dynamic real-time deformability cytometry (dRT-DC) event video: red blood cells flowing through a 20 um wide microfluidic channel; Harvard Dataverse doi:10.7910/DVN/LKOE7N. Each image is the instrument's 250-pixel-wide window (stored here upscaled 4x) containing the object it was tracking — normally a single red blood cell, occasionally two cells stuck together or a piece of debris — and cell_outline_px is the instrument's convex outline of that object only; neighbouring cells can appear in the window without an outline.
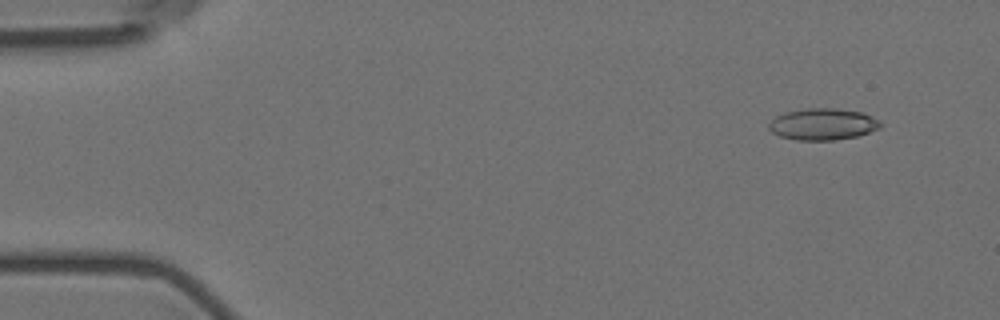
{"species": "Egyptian fruit bat (a non-hibernating species)", "species_latin": "Rousettus aegyptiacus", "temperature_condition": "room temperature", "stored_images_in_passage": 6, "camera_frame_rate_fps": 3000, "um_per_image_px": 0.085, "animal": {"sex": "female"}, "frame": {"image": 1, "passage_image": 2, "time_ms": 1.333, "image_size_px": [1000, 320], "cell_outline_px": [[884, 124], [880, 128], [856, 136], [832, 140], [796, 140], [780, 136], [772, 132], [768, 128], [768, 124], [776, 116], [784, 112], [808, 108], [836, 108], [860, 112], [872, 116], [880, 120]], "centroid_in_image_um": [69.94, 10.55], "position_along_channel_um": 15.1, "area_um2": 20.58}}
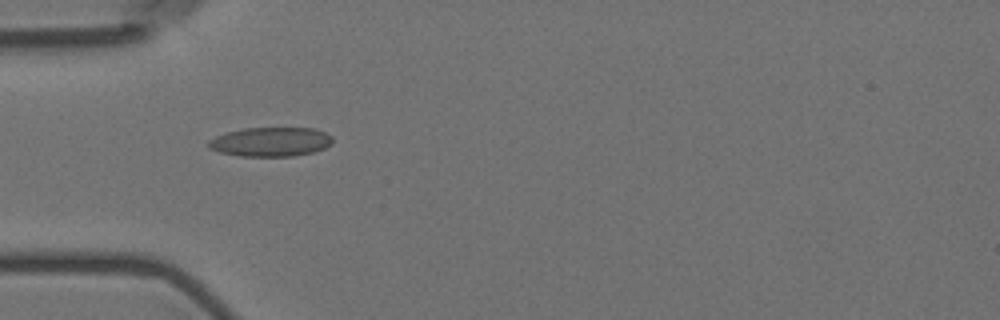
{"frame": {"image": 2, "passage_image": 5, "time_ms": 5.667, "image_size_px": [1000, 320], "cell_outline_px": [[332, 144], [324, 148], [312, 152], [292, 156], [240, 156], [220, 152], [208, 148], [208, 140], [216, 136], [228, 132], [244, 128], [316, 128], [332, 136]], "centroid_in_image_um": [23.01, 12.05], "position_along_channel_um": 62.0, "area_um2": 21.1}}
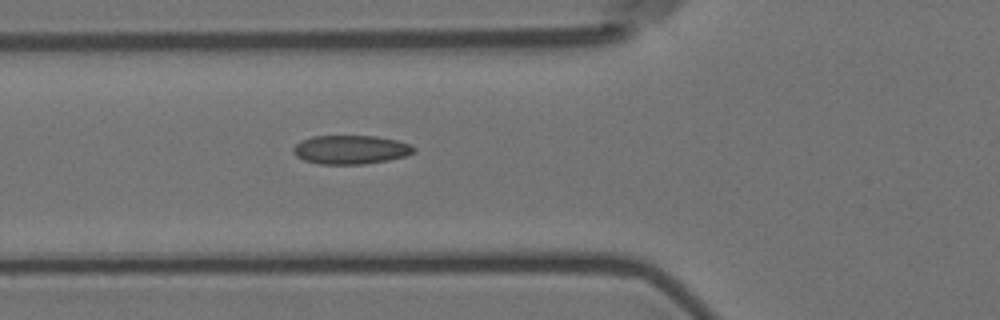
{"frame": {"image": 3, "passage_image": 6, "time_ms": 6.667, "image_size_px": [1000, 320], "cell_outline_px": [[416, 152], [404, 156], [388, 160], [364, 164], [320, 164], [304, 160], [296, 156], [292, 152], [292, 148], [300, 140], [312, 136], [376, 136], [396, 140], [408, 144], [416, 148]], "centroid_in_image_um": [29.78, 12.72], "position_along_channel_um": 96.0, "area_um2": 20.29}}